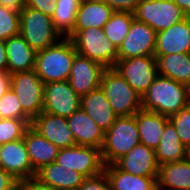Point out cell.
Instances as JSON below:
<instances>
[{
  "instance_id": "6da1fadb",
  "label": "cell",
  "mask_w": 190,
  "mask_h": 190,
  "mask_svg": "<svg viewBox=\"0 0 190 190\" xmlns=\"http://www.w3.org/2000/svg\"><path fill=\"white\" fill-rule=\"evenodd\" d=\"M141 98L142 109L167 117L190 103L188 86L160 75Z\"/></svg>"
},
{
  "instance_id": "7a4b0ae2",
  "label": "cell",
  "mask_w": 190,
  "mask_h": 190,
  "mask_svg": "<svg viewBox=\"0 0 190 190\" xmlns=\"http://www.w3.org/2000/svg\"><path fill=\"white\" fill-rule=\"evenodd\" d=\"M77 51L70 38H61L56 44L36 52L34 71L44 84L66 81Z\"/></svg>"
},
{
  "instance_id": "3957f363",
  "label": "cell",
  "mask_w": 190,
  "mask_h": 190,
  "mask_svg": "<svg viewBox=\"0 0 190 190\" xmlns=\"http://www.w3.org/2000/svg\"><path fill=\"white\" fill-rule=\"evenodd\" d=\"M140 143L135 115L117 117L105 131L101 157L105 166L114 164Z\"/></svg>"
},
{
  "instance_id": "277c9868",
  "label": "cell",
  "mask_w": 190,
  "mask_h": 190,
  "mask_svg": "<svg viewBox=\"0 0 190 190\" xmlns=\"http://www.w3.org/2000/svg\"><path fill=\"white\" fill-rule=\"evenodd\" d=\"M70 38L78 54L85 56L105 68H113L118 59V49L105 36L102 28L73 30Z\"/></svg>"
},
{
  "instance_id": "5b68a950",
  "label": "cell",
  "mask_w": 190,
  "mask_h": 190,
  "mask_svg": "<svg viewBox=\"0 0 190 190\" xmlns=\"http://www.w3.org/2000/svg\"><path fill=\"white\" fill-rule=\"evenodd\" d=\"M100 87L118 117L133 116L142 109L141 96L114 68H106L103 71Z\"/></svg>"
},
{
  "instance_id": "8992f818",
  "label": "cell",
  "mask_w": 190,
  "mask_h": 190,
  "mask_svg": "<svg viewBox=\"0 0 190 190\" xmlns=\"http://www.w3.org/2000/svg\"><path fill=\"white\" fill-rule=\"evenodd\" d=\"M35 51L44 50L63 38L54 28L51 16L25 6L20 12V33Z\"/></svg>"
},
{
  "instance_id": "52a82bcc",
  "label": "cell",
  "mask_w": 190,
  "mask_h": 190,
  "mask_svg": "<svg viewBox=\"0 0 190 190\" xmlns=\"http://www.w3.org/2000/svg\"><path fill=\"white\" fill-rule=\"evenodd\" d=\"M186 16L172 0H141L134 12L137 21L146 23L156 33L182 21Z\"/></svg>"
},
{
  "instance_id": "ba28073f",
  "label": "cell",
  "mask_w": 190,
  "mask_h": 190,
  "mask_svg": "<svg viewBox=\"0 0 190 190\" xmlns=\"http://www.w3.org/2000/svg\"><path fill=\"white\" fill-rule=\"evenodd\" d=\"M11 89L31 119L43 112L44 83L34 69L11 74Z\"/></svg>"
},
{
  "instance_id": "9c48e42d",
  "label": "cell",
  "mask_w": 190,
  "mask_h": 190,
  "mask_svg": "<svg viewBox=\"0 0 190 190\" xmlns=\"http://www.w3.org/2000/svg\"><path fill=\"white\" fill-rule=\"evenodd\" d=\"M55 162L63 166L65 170L71 169L85 178L101 174L105 166L99 148L83 145L59 149Z\"/></svg>"
},
{
  "instance_id": "30bf717a",
  "label": "cell",
  "mask_w": 190,
  "mask_h": 190,
  "mask_svg": "<svg viewBox=\"0 0 190 190\" xmlns=\"http://www.w3.org/2000/svg\"><path fill=\"white\" fill-rule=\"evenodd\" d=\"M113 68L141 97L158 76L154 55L117 60Z\"/></svg>"
},
{
  "instance_id": "8fae6325",
  "label": "cell",
  "mask_w": 190,
  "mask_h": 190,
  "mask_svg": "<svg viewBox=\"0 0 190 190\" xmlns=\"http://www.w3.org/2000/svg\"><path fill=\"white\" fill-rule=\"evenodd\" d=\"M43 112L69 117L80 108L81 97L68 80L44 84Z\"/></svg>"
},
{
  "instance_id": "7c38bea8",
  "label": "cell",
  "mask_w": 190,
  "mask_h": 190,
  "mask_svg": "<svg viewBox=\"0 0 190 190\" xmlns=\"http://www.w3.org/2000/svg\"><path fill=\"white\" fill-rule=\"evenodd\" d=\"M156 48V31L146 23L133 20L129 32L118 48V59L154 55Z\"/></svg>"
},
{
  "instance_id": "4fadbf2b",
  "label": "cell",
  "mask_w": 190,
  "mask_h": 190,
  "mask_svg": "<svg viewBox=\"0 0 190 190\" xmlns=\"http://www.w3.org/2000/svg\"><path fill=\"white\" fill-rule=\"evenodd\" d=\"M106 68L85 56L76 54L68 79L70 86L80 96L100 87L101 76Z\"/></svg>"
},
{
  "instance_id": "5bb4252c",
  "label": "cell",
  "mask_w": 190,
  "mask_h": 190,
  "mask_svg": "<svg viewBox=\"0 0 190 190\" xmlns=\"http://www.w3.org/2000/svg\"><path fill=\"white\" fill-rule=\"evenodd\" d=\"M0 168L10 173L17 181L36 177L24 139L4 143L2 145V155Z\"/></svg>"
},
{
  "instance_id": "9a60e30c",
  "label": "cell",
  "mask_w": 190,
  "mask_h": 190,
  "mask_svg": "<svg viewBox=\"0 0 190 190\" xmlns=\"http://www.w3.org/2000/svg\"><path fill=\"white\" fill-rule=\"evenodd\" d=\"M30 126L59 149L76 145L65 117L41 112L32 119Z\"/></svg>"
},
{
  "instance_id": "2e32d148",
  "label": "cell",
  "mask_w": 190,
  "mask_h": 190,
  "mask_svg": "<svg viewBox=\"0 0 190 190\" xmlns=\"http://www.w3.org/2000/svg\"><path fill=\"white\" fill-rule=\"evenodd\" d=\"M190 52V23L187 19L173 24L166 30L156 33L154 56Z\"/></svg>"
},
{
  "instance_id": "e0dca14e",
  "label": "cell",
  "mask_w": 190,
  "mask_h": 190,
  "mask_svg": "<svg viewBox=\"0 0 190 190\" xmlns=\"http://www.w3.org/2000/svg\"><path fill=\"white\" fill-rule=\"evenodd\" d=\"M114 164L120 170L135 176L157 177L159 169L155 150L141 143Z\"/></svg>"
},
{
  "instance_id": "ac0fdd59",
  "label": "cell",
  "mask_w": 190,
  "mask_h": 190,
  "mask_svg": "<svg viewBox=\"0 0 190 190\" xmlns=\"http://www.w3.org/2000/svg\"><path fill=\"white\" fill-rule=\"evenodd\" d=\"M67 124L75 139L76 145L101 149L105 131L81 107L67 117Z\"/></svg>"
},
{
  "instance_id": "d6986e66",
  "label": "cell",
  "mask_w": 190,
  "mask_h": 190,
  "mask_svg": "<svg viewBox=\"0 0 190 190\" xmlns=\"http://www.w3.org/2000/svg\"><path fill=\"white\" fill-rule=\"evenodd\" d=\"M80 107L104 131H107L118 117L113 112L106 94L101 87L82 96Z\"/></svg>"
},
{
  "instance_id": "ffe728a7",
  "label": "cell",
  "mask_w": 190,
  "mask_h": 190,
  "mask_svg": "<svg viewBox=\"0 0 190 190\" xmlns=\"http://www.w3.org/2000/svg\"><path fill=\"white\" fill-rule=\"evenodd\" d=\"M23 139L31 165L36 172L43 166L56 161L59 148L31 126L26 130Z\"/></svg>"
},
{
  "instance_id": "44dd1931",
  "label": "cell",
  "mask_w": 190,
  "mask_h": 190,
  "mask_svg": "<svg viewBox=\"0 0 190 190\" xmlns=\"http://www.w3.org/2000/svg\"><path fill=\"white\" fill-rule=\"evenodd\" d=\"M5 48L9 74L34 69L36 52L20 34L5 40Z\"/></svg>"
},
{
  "instance_id": "7402d4cb",
  "label": "cell",
  "mask_w": 190,
  "mask_h": 190,
  "mask_svg": "<svg viewBox=\"0 0 190 190\" xmlns=\"http://www.w3.org/2000/svg\"><path fill=\"white\" fill-rule=\"evenodd\" d=\"M156 181L157 190H190V161L159 165Z\"/></svg>"
},
{
  "instance_id": "603a6c76",
  "label": "cell",
  "mask_w": 190,
  "mask_h": 190,
  "mask_svg": "<svg viewBox=\"0 0 190 190\" xmlns=\"http://www.w3.org/2000/svg\"><path fill=\"white\" fill-rule=\"evenodd\" d=\"M36 178L54 190H77L85 179L80 173L65 170L56 162L43 166L37 171Z\"/></svg>"
},
{
  "instance_id": "cb8c5ba5",
  "label": "cell",
  "mask_w": 190,
  "mask_h": 190,
  "mask_svg": "<svg viewBox=\"0 0 190 190\" xmlns=\"http://www.w3.org/2000/svg\"><path fill=\"white\" fill-rule=\"evenodd\" d=\"M135 118L140 143L155 150L161 140L169 117L141 109L135 114Z\"/></svg>"
},
{
  "instance_id": "d4e9b609",
  "label": "cell",
  "mask_w": 190,
  "mask_h": 190,
  "mask_svg": "<svg viewBox=\"0 0 190 190\" xmlns=\"http://www.w3.org/2000/svg\"><path fill=\"white\" fill-rule=\"evenodd\" d=\"M114 11L104 1L82 0L76 14L73 30L90 27L103 28Z\"/></svg>"
},
{
  "instance_id": "484cf974",
  "label": "cell",
  "mask_w": 190,
  "mask_h": 190,
  "mask_svg": "<svg viewBox=\"0 0 190 190\" xmlns=\"http://www.w3.org/2000/svg\"><path fill=\"white\" fill-rule=\"evenodd\" d=\"M158 75L190 86V52L156 58Z\"/></svg>"
},
{
  "instance_id": "4316f807",
  "label": "cell",
  "mask_w": 190,
  "mask_h": 190,
  "mask_svg": "<svg viewBox=\"0 0 190 190\" xmlns=\"http://www.w3.org/2000/svg\"><path fill=\"white\" fill-rule=\"evenodd\" d=\"M112 190H157V177L135 176L115 164L104 166Z\"/></svg>"
},
{
  "instance_id": "83f0119b",
  "label": "cell",
  "mask_w": 190,
  "mask_h": 190,
  "mask_svg": "<svg viewBox=\"0 0 190 190\" xmlns=\"http://www.w3.org/2000/svg\"><path fill=\"white\" fill-rule=\"evenodd\" d=\"M155 154L159 165L186 159V148L181 143L176 128L170 120L164 127Z\"/></svg>"
},
{
  "instance_id": "f1b7e54d",
  "label": "cell",
  "mask_w": 190,
  "mask_h": 190,
  "mask_svg": "<svg viewBox=\"0 0 190 190\" xmlns=\"http://www.w3.org/2000/svg\"><path fill=\"white\" fill-rule=\"evenodd\" d=\"M82 0H56L55 10L51 16L54 28L67 38L74 29L76 14Z\"/></svg>"
},
{
  "instance_id": "f546056e",
  "label": "cell",
  "mask_w": 190,
  "mask_h": 190,
  "mask_svg": "<svg viewBox=\"0 0 190 190\" xmlns=\"http://www.w3.org/2000/svg\"><path fill=\"white\" fill-rule=\"evenodd\" d=\"M134 19L135 17L132 13L113 12L110 19L103 26L105 36L109 38L117 49L128 34Z\"/></svg>"
},
{
  "instance_id": "4dcf8cb0",
  "label": "cell",
  "mask_w": 190,
  "mask_h": 190,
  "mask_svg": "<svg viewBox=\"0 0 190 190\" xmlns=\"http://www.w3.org/2000/svg\"><path fill=\"white\" fill-rule=\"evenodd\" d=\"M32 119H0V144L22 139Z\"/></svg>"
},
{
  "instance_id": "1f68e13d",
  "label": "cell",
  "mask_w": 190,
  "mask_h": 190,
  "mask_svg": "<svg viewBox=\"0 0 190 190\" xmlns=\"http://www.w3.org/2000/svg\"><path fill=\"white\" fill-rule=\"evenodd\" d=\"M20 33V13L0 5V40Z\"/></svg>"
},
{
  "instance_id": "d6a6232c",
  "label": "cell",
  "mask_w": 190,
  "mask_h": 190,
  "mask_svg": "<svg viewBox=\"0 0 190 190\" xmlns=\"http://www.w3.org/2000/svg\"><path fill=\"white\" fill-rule=\"evenodd\" d=\"M31 119L23 110L19 99L10 88L0 98V119Z\"/></svg>"
},
{
  "instance_id": "836d02e7",
  "label": "cell",
  "mask_w": 190,
  "mask_h": 190,
  "mask_svg": "<svg viewBox=\"0 0 190 190\" xmlns=\"http://www.w3.org/2000/svg\"><path fill=\"white\" fill-rule=\"evenodd\" d=\"M178 133L181 143L187 148L190 144V103L169 117Z\"/></svg>"
},
{
  "instance_id": "e575fe53",
  "label": "cell",
  "mask_w": 190,
  "mask_h": 190,
  "mask_svg": "<svg viewBox=\"0 0 190 190\" xmlns=\"http://www.w3.org/2000/svg\"><path fill=\"white\" fill-rule=\"evenodd\" d=\"M77 190H112V188L103 171L97 176L85 178Z\"/></svg>"
},
{
  "instance_id": "d590c367",
  "label": "cell",
  "mask_w": 190,
  "mask_h": 190,
  "mask_svg": "<svg viewBox=\"0 0 190 190\" xmlns=\"http://www.w3.org/2000/svg\"><path fill=\"white\" fill-rule=\"evenodd\" d=\"M141 0H104L114 12H128L134 14Z\"/></svg>"
},
{
  "instance_id": "8d00e7d4",
  "label": "cell",
  "mask_w": 190,
  "mask_h": 190,
  "mask_svg": "<svg viewBox=\"0 0 190 190\" xmlns=\"http://www.w3.org/2000/svg\"><path fill=\"white\" fill-rule=\"evenodd\" d=\"M55 2L56 0H25V6L52 16L55 10Z\"/></svg>"
},
{
  "instance_id": "74e56055",
  "label": "cell",
  "mask_w": 190,
  "mask_h": 190,
  "mask_svg": "<svg viewBox=\"0 0 190 190\" xmlns=\"http://www.w3.org/2000/svg\"><path fill=\"white\" fill-rule=\"evenodd\" d=\"M21 190H54L50 186L43 184L36 177L18 181Z\"/></svg>"
},
{
  "instance_id": "f35d334b",
  "label": "cell",
  "mask_w": 190,
  "mask_h": 190,
  "mask_svg": "<svg viewBox=\"0 0 190 190\" xmlns=\"http://www.w3.org/2000/svg\"><path fill=\"white\" fill-rule=\"evenodd\" d=\"M18 181L7 171L0 168V190H10Z\"/></svg>"
},
{
  "instance_id": "ab89813d",
  "label": "cell",
  "mask_w": 190,
  "mask_h": 190,
  "mask_svg": "<svg viewBox=\"0 0 190 190\" xmlns=\"http://www.w3.org/2000/svg\"><path fill=\"white\" fill-rule=\"evenodd\" d=\"M11 88V74L0 71V98Z\"/></svg>"
},
{
  "instance_id": "60d3db41",
  "label": "cell",
  "mask_w": 190,
  "mask_h": 190,
  "mask_svg": "<svg viewBox=\"0 0 190 190\" xmlns=\"http://www.w3.org/2000/svg\"><path fill=\"white\" fill-rule=\"evenodd\" d=\"M0 5L20 13L25 7V0H0Z\"/></svg>"
},
{
  "instance_id": "b9f144b4",
  "label": "cell",
  "mask_w": 190,
  "mask_h": 190,
  "mask_svg": "<svg viewBox=\"0 0 190 190\" xmlns=\"http://www.w3.org/2000/svg\"><path fill=\"white\" fill-rule=\"evenodd\" d=\"M0 71H7L5 40H0Z\"/></svg>"
},
{
  "instance_id": "7bdbcfd3",
  "label": "cell",
  "mask_w": 190,
  "mask_h": 190,
  "mask_svg": "<svg viewBox=\"0 0 190 190\" xmlns=\"http://www.w3.org/2000/svg\"><path fill=\"white\" fill-rule=\"evenodd\" d=\"M175 2L181 10L186 14H190V0H172Z\"/></svg>"
},
{
  "instance_id": "ee69618b",
  "label": "cell",
  "mask_w": 190,
  "mask_h": 190,
  "mask_svg": "<svg viewBox=\"0 0 190 190\" xmlns=\"http://www.w3.org/2000/svg\"><path fill=\"white\" fill-rule=\"evenodd\" d=\"M186 159L190 161V144H189V146L186 148Z\"/></svg>"
},
{
  "instance_id": "f6af8a7d",
  "label": "cell",
  "mask_w": 190,
  "mask_h": 190,
  "mask_svg": "<svg viewBox=\"0 0 190 190\" xmlns=\"http://www.w3.org/2000/svg\"><path fill=\"white\" fill-rule=\"evenodd\" d=\"M10 190H21L20 184L17 183L13 188H11Z\"/></svg>"
},
{
  "instance_id": "bcb514c9",
  "label": "cell",
  "mask_w": 190,
  "mask_h": 190,
  "mask_svg": "<svg viewBox=\"0 0 190 190\" xmlns=\"http://www.w3.org/2000/svg\"><path fill=\"white\" fill-rule=\"evenodd\" d=\"M1 155H2V145L0 144V161H1Z\"/></svg>"
},
{
  "instance_id": "7dc6e473",
  "label": "cell",
  "mask_w": 190,
  "mask_h": 190,
  "mask_svg": "<svg viewBox=\"0 0 190 190\" xmlns=\"http://www.w3.org/2000/svg\"><path fill=\"white\" fill-rule=\"evenodd\" d=\"M186 17H187V19H188V21L190 23V14H188Z\"/></svg>"
}]
</instances>
